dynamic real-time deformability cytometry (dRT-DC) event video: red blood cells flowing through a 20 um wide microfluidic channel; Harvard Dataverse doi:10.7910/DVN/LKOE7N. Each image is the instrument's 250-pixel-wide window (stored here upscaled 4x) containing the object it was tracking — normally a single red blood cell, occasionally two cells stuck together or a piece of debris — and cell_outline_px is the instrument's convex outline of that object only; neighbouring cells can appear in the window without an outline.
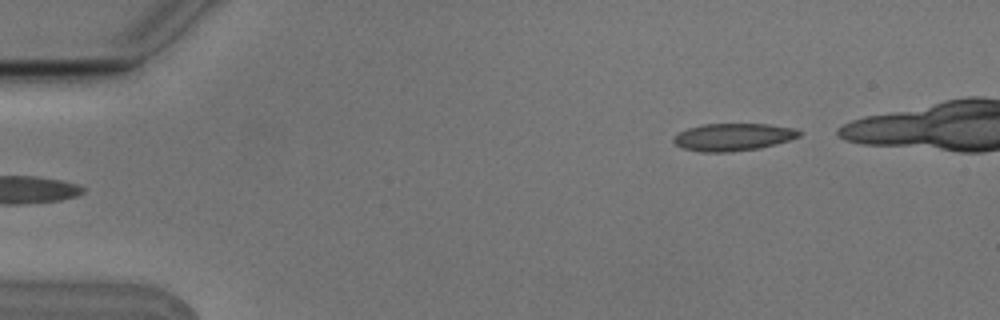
{"species": "Egyptian fruit bat (a non-hibernating species)", "species_latin": "Rousettus aegyptiacus", "temperature_condition": "cold", "stored_images_in_passage": 4, "camera_frame_rate_fps": 3000, "um_per_image_px": 0.085, "animal": {"sex": "male"}, "frame": {"image": 1, "passage_image": 4, "time_ms": 1.0, "image_size_px": [1000, 320], "cell_outline_px": [[800, 136], [776, 144], [760, 148], [728, 152], [704, 152], [684, 148], [676, 144], [672, 140], [680, 132], [688, 128], [704, 124], [768, 124], [796, 128], [800, 132]], "centroid_in_image_um": [62.34, 11.64], "position_along_channel_um": 22.7, "area_um2": 19.88}}